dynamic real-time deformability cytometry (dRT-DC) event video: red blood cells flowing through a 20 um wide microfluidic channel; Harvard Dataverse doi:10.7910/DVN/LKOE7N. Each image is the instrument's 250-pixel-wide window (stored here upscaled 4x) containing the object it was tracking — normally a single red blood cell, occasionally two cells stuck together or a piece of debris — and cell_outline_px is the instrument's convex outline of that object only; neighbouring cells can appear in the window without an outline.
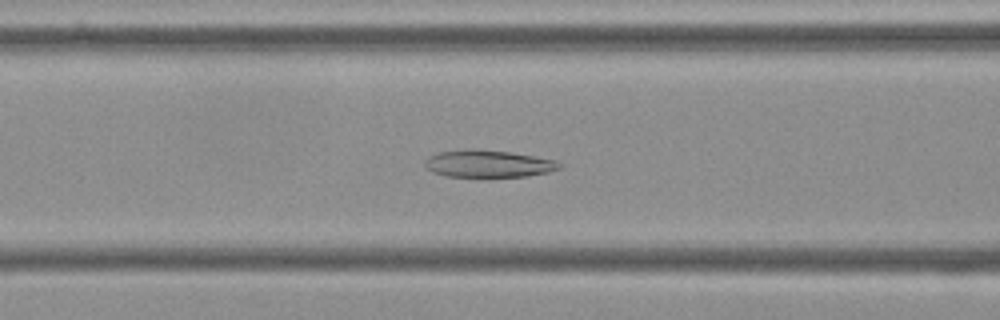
{"species": "Egyptian fruit bat (a non-hibernating species)", "species_latin": "Rousettus aegyptiacus", "temperature_condition": "cold", "stored_images_in_passage": 43, "camera_frame_rate_fps": 3000, "um_per_image_px": 0.085, "frame": {"image": 1, "passage_image": 10, "time_ms": 3.0, "image_size_px": [1000, 320], "cell_outline_px": [[560, 168], [548, 172], [528, 176], [444, 176], [432, 172], [424, 164], [424, 160], [428, 156], [436, 152], [468, 148], [476, 148], [512, 152], [556, 160], [560, 164]], "centroid_in_image_um": [41.45, 13.89], "position_along_channel_um": 125.1, "area_um2": 21.5}}
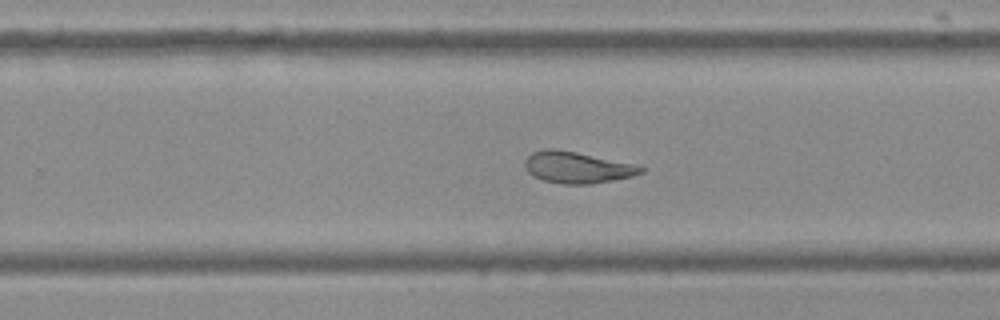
{"frame": {"image": 2, "passage_image": 23, "time_ms": 7.333, "image_size_px": [1000, 320], "cell_outline_px": [[644, 172], [632, 176], [592, 184], [564, 184], [544, 180], [532, 176], [524, 168], [524, 160], [532, 152], [544, 148], [556, 148], [636, 164], [644, 168]], "centroid_in_image_um": [49.02, 14.22], "position_along_channel_um": 280.8, "area_um2": 21.39}}
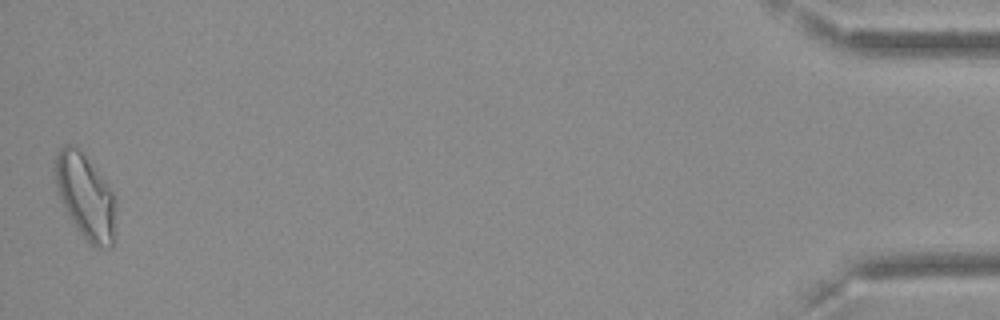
{"frame": {"image": 3, "passage_image": 43, "time_ms": 14.0, "image_size_px": [1000, 320], "cell_outline_px": [[116, 204], [112, 248], [100, 248], [92, 244], [76, 228], [68, 216], [56, 192], [52, 176], [52, 168], [56, 152], [64, 144], [76, 144], [112, 188]], "centroid_in_image_um": [7.21, 16.62], "position_along_channel_um": 428.0, "area_um2": 30.87}, "authors_computed_cell_mechanics": {"area_um2": 22.3108, "velocity_mm_per_s": 3.5998, "shape_relaxation_time_tau1_ms": null, "shape_relaxation_time_tau2_ms": 2.7555, "deformation_change_tau1": null, "deformation_change_tau2": 0.0946}}